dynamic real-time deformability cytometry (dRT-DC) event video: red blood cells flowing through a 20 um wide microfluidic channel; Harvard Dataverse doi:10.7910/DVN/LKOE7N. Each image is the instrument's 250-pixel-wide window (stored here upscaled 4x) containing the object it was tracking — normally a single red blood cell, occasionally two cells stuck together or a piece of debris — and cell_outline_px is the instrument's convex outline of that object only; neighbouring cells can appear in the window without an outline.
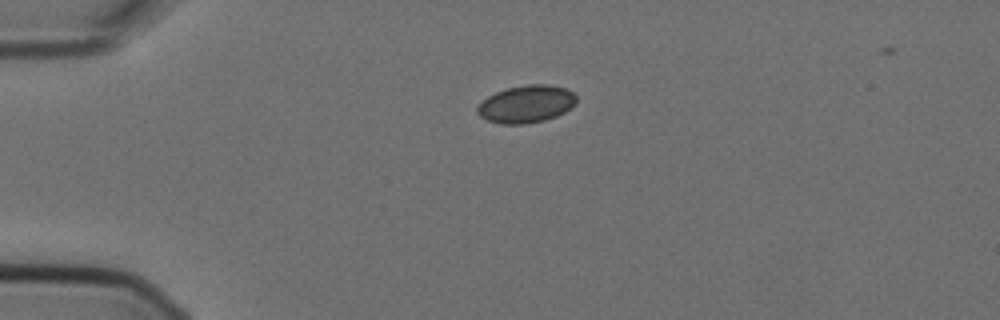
{"species": "Egyptian fruit bat (a non-hibernating species)", "species_latin": "Rousettus aegyptiacus", "temperature_condition": "cold", "stored_images_in_passage": 4, "camera_frame_rate_fps": 3000, "um_per_image_px": 0.085, "animal": {"sex": "female"}, "frame": {"image": 1, "passage_image": 4, "time_ms": 1.0, "image_size_px": [1000, 320], "cell_outline_px": [[576, 104], [564, 112], [556, 116], [544, 120], [524, 124], [500, 124], [488, 120], [480, 116], [476, 112], [476, 108], [488, 96], [496, 92], [508, 88], [528, 84], [548, 84], [564, 88], [572, 92], [576, 96]], "centroid_in_image_um": [44.73, 8.85], "position_along_channel_um": 40.3, "area_um2": 21.5}}